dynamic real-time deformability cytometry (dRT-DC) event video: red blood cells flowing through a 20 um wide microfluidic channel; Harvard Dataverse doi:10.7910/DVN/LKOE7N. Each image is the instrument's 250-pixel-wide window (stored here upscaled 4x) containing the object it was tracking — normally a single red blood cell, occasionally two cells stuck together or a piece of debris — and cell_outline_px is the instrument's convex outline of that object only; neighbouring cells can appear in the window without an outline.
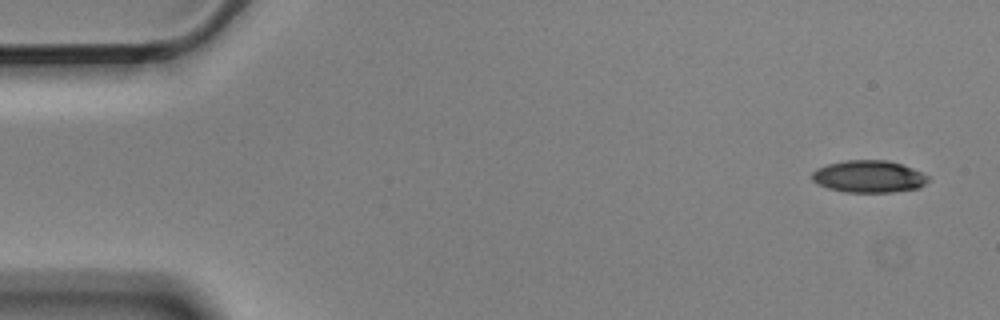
{"species": "Egyptian fruit bat (a non-hibernating species)", "species_latin": "Rousettus aegyptiacus", "temperature_condition": "cold", "stored_images_in_passage": 3, "camera_frame_rate_fps": 3000, "um_per_image_px": 0.085, "animal": {"sex": "male"}, "frame": {"image": 1, "passage_image": 1, "time_ms": 0.0, "image_size_px": [1000, 320], "cell_outline_px": [[928, 180], [920, 188], [892, 192], [844, 192], [828, 188], [816, 184], [812, 180], [812, 172], [816, 168], [828, 164], [848, 160], [888, 160], [912, 168], [928, 176]], "centroid_in_image_um": [73.82, 15.01], "position_along_channel_um": 11.2, "area_um2": 21.73}}